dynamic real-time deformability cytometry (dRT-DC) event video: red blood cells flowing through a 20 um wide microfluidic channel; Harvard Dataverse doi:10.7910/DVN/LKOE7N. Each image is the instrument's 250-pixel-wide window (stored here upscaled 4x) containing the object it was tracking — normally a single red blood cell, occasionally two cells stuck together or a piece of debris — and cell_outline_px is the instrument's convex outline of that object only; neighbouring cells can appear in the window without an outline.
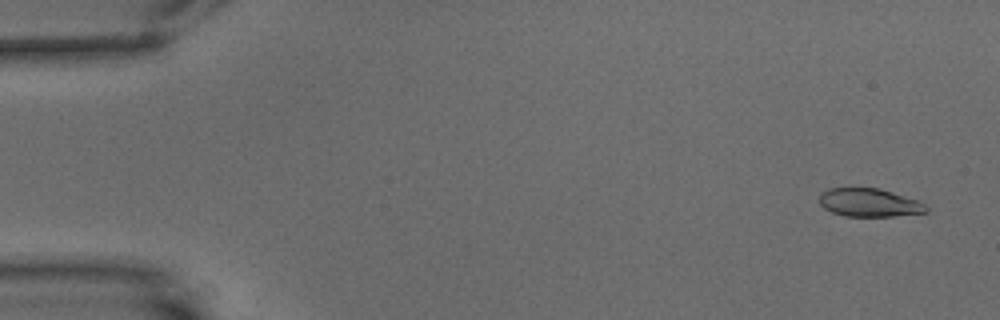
{"species": "common noctule bat (a hibernating species)", "species_latin": "Nyctalus noctula", "temperature_condition": "warm", "stored_images_in_passage": 60, "camera_frame_rate_fps": 3000, "um_per_image_px": 0.085, "animal": {"sex": "male", "body_mass_g": 15.6}, "frame": {"image": 1, "passage_image": 3, "time_ms": 0.667, "image_size_px": [1000, 320], "cell_outline_px": [[928, 212], [892, 216], [844, 216], [832, 212], [824, 208], [820, 204], [820, 192], [828, 188], [880, 188], [920, 200], [928, 208]], "centroid_in_image_um": [73.9, 17.21], "position_along_channel_um": 11.1, "area_um2": 17.74}}
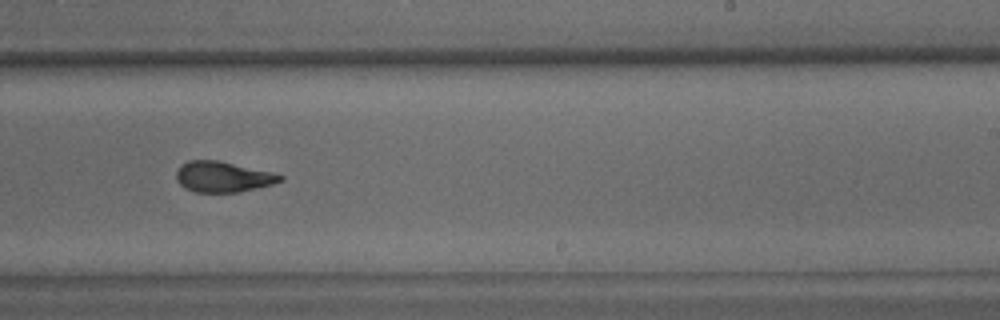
{"frame": {"image": 2, "passage_image": 37, "time_ms": 12.0, "image_size_px": [1000, 320], "cell_outline_px": [[284, 180], [272, 184], [240, 192], [196, 192], [184, 188], [176, 180], [176, 172], [180, 164], [188, 160], [220, 160], [272, 172], [284, 176]], "centroid_in_image_um": [18.93, 15.02], "position_along_channel_um": 270.1, "area_um2": 18.73}}
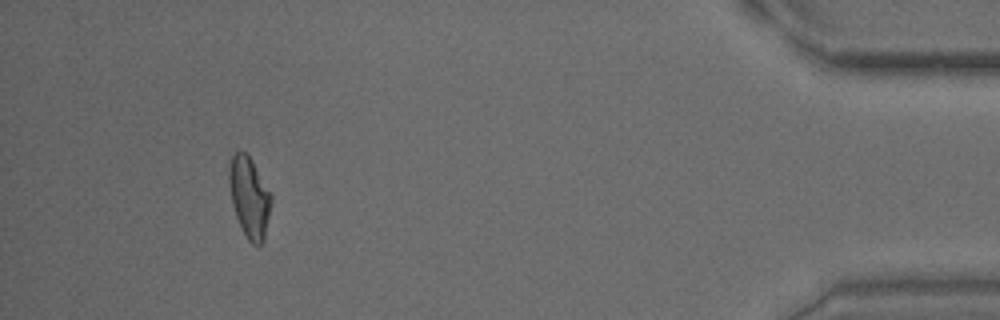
{"frame": {"image": 3, "passage_image": 55, "time_ms": 18.0, "image_size_px": [1000, 320], "cell_outline_px": [[272, 204], [264, 240], [260, 244], [252, 244], [248, 240], [240, 228], [232, 204], [228, 184], [228, 172], [232, 156], [240, 148], [252, 160], [272, 196]], "centroid_in_image_um": [21.19, 16.77], "position_along_channel_um": 414.0, "area_um2": 19.94}, "authors_computed_cell_mechanics": {"area_um2": 19.2474, "velocity_mm_per_s": 3.4341, "shape_relaxation_time_tau1_ms": 7.0837, "shape_relaxation_time_tau2_ms": 2.3388, "deformation_change_tau1": 0.2178, "deformation_change_tau2": 0.0895}}